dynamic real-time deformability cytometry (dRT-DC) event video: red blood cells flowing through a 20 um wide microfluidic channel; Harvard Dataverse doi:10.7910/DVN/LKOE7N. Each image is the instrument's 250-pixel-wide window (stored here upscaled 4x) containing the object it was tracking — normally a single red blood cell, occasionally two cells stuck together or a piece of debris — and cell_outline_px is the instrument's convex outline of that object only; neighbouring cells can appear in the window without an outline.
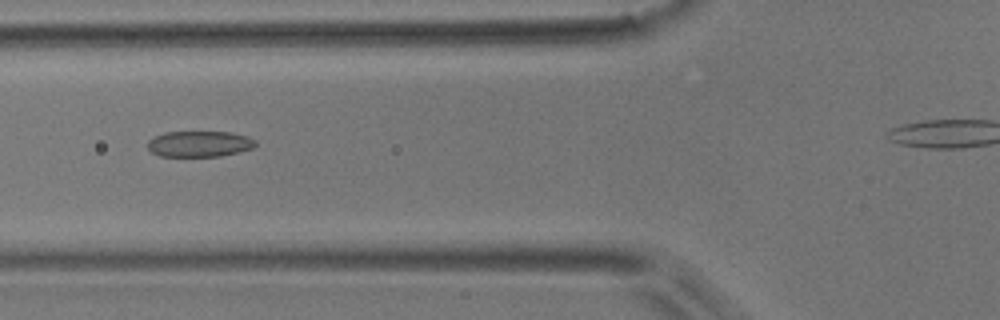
{"species": "common noctule bat (a hibernating species)", "species_latin": "Nyctalus noctula", "temperature_condition": "room temperature", "stored_images_in_passage": 8, "camera_frame_rate_fps": 3000, "um_per_image_px": 0.085, "animal": {"sex": "male", "body_mass_g": 17.9}, "frame": {"image": 1, "passage_image": 5, "time_ms": 4.667, "image_size_px": [1000, 320], "cell_outline_px": [[256, 144], [252, 148], [220, 156], [160, 156], [152, 152], [148, 148], [148, 140], [164, 132], [232, 132], [248, 136], [256, 140]], "centroid_in_image_um": [16.95, 12.22], "position_along_channel_um": 108.8, "area_um2": 16.18}}
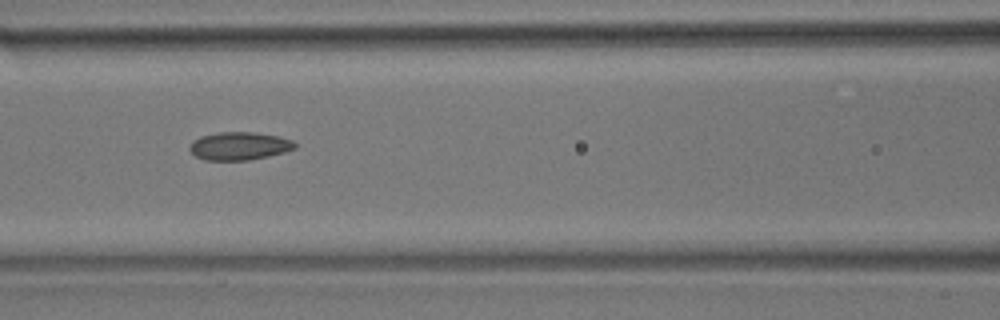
{"frame": {"image": 2, "passage_image": 6, "time_ms": 5.667, "image_size_px": [1000, 320], "cell_outline_px": [[296, 148], [284, 152], [268, 156], [248, 160], [204, 160], [196, 156], [188, 148], [192, 140], [200, 136], [220, 132], [252, 132], [280, 136], [292, 140], [296, 144]], "centroid_in_image_um": [20.33, 12.4], "position_along_channel_um": 146.3, "area_um2": 17.22}}
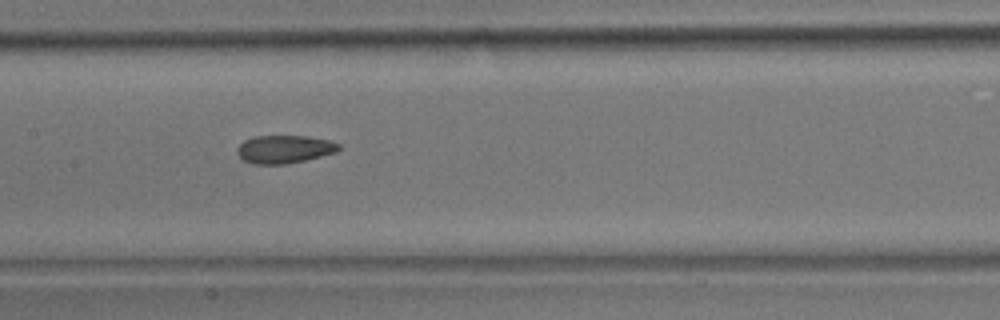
{"frame": {"image": 3, "passage_image": 7, "time_ms": 6.667, "image_size_px": [1000, 320], "cell_outline_px": [[340, 148], [336, 152], [304, 160], [284, 164], [252, 164], [244, 160], [236, 152], [236, 148], [244, 140], [256, 136], [308, 136], [328, 140], [340, 144]], "centroid_in_image_um": [24.15, 12.68], "position_along_channel_um": 183.3, "area_um2": 16.47}}